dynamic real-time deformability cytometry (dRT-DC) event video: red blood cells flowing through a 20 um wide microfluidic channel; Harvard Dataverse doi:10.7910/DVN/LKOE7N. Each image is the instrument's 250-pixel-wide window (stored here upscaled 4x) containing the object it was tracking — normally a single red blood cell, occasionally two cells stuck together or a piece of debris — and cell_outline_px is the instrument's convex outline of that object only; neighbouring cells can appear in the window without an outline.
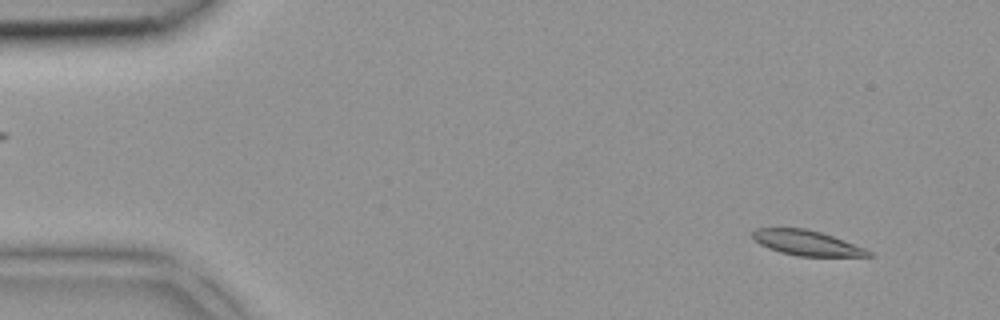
{"species": "common noctule bat (a hibernating species)", "species_latin": "Nyctalus noctula", "temperature_condition": "room temperature", "stored_images_in_passage": 42, "camera_frame_rate_fps": 3000, "um_per_image_px": 0.085, "animal": {"sex": "female", "body_mass_g": 18.4}, "frame": {"image": 1, "passage_image": 3, "time_ms": 0.667, "image_size_px": [1000, 320], "cell_outline_px": [[872, 256], [800, 256], [780, 252], [768, 248], [752, 240], [752, 232], [756, 228], [804, 228], [820, 232], [832, 236], [864, 248], [872, 252]], "centroid_in_image_um": [68.52, 20.64], "position_along_channel_um": 16.5, "area_um2": 16.76}}
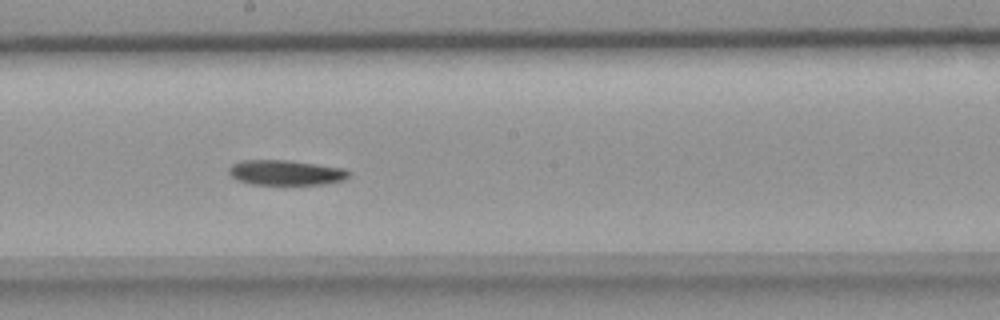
{"frame": {"image": 2, "passage_image": 23, "time_ms": 7.333, "image_size_px": [1000, 320], "cell_outline_px": [[352, 172], [344, 180], [324, 184], [252, 184], [240, 180], [232, 176], [228, 172], [228, 168], [232, 164], [240, 160], [288, 160], [344, 168]], "centroid_in_image_um": [24.31, 14.66], "position_along_channel_um": 223.9, "area_um2": 17.46}}
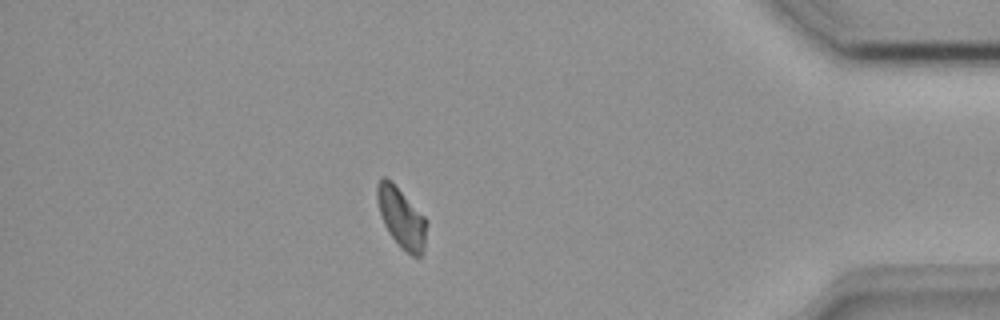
{"frame": {"image": 3, "passage_image": 37, "time_ms": 12.0, "image_size_px": [1000, 320], "cell_outline_px": [[428, 224], [424, 252], [420, 256], [412, 256], [400, 248], [388, 232], [384, 224], [376, 200], [376, 184], [384, 176], [392, 180], [428, 220]], "centroid_in_image_um": [34.14, 18.51], "position_along_channel_um": 401.1, "area_um2": 17.8}}